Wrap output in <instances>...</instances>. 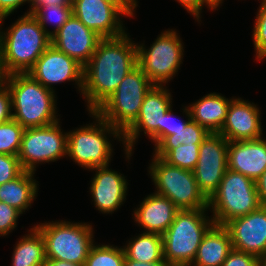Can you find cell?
<instances>
[{
    "label": "cell",
    "instance_id": "obj_1",
    "mask_svg": "<svg viewBox=\"0 0 266 266\" xmlns=\"http://www.w3.org/2000/svg\"><path fill=\"white\" fill-rule=\"evenodd\" d=\"M137 66V44L128 33L102 38L83 67L82 95L89 112H95L110 97L124 77Z\"/></svg>",
    "mask_w": 266,
    "mask_h": 266
},
{
    "label": "cell",
    "instance_id": "obj_2",
    "mask_svg": "<svg viewBox=\"0 0 266 266\" xmlns=\"http://www.w3.org/2000/svg\"><path fill=\"white\" fill-rule=\"evenodd\" d=\"M0 28V63L4 75L27 73L51 45V37L31 14L25 13L7 31Z\"/></svg>",
    "mask_w": 266,
    "mask_h": 266
},
{
    "label": "cell",
    "instance_id": "obj_3",
    "mask_svg": "<svg viewBox=\"0 0 266 266\" xmlns=\"http://www.w3.org/2000/svg\"><path fill=\"white\" fill-rule=\"evenodd\" d=\"M12 98V114L24 129L44 127L60 121L56 112V94L34 80L28 73L4 77Z\"/></svg>",
    "mask_w": 266,
    "mask_h": 266
},
{
    "label": "cell",
    "instance_id": "obj_4",
    "mask_svg": "<svg viewBox=\"0 0 266 266\" xmlns=\"http://www.w3.org/2000/svg\"><path fill=\"white\" fill-rule=\"evenodd\" d=\"M208 208L179 210L162 234L163 259L170 266H190L207 231L215 224Z\"/></svg>",
    "mask_w": 266,
    "mask_h": 266
},
{
    "label": "cell",
    "instance_id": "obj_5",
    "mask_svg": "<svg viewBox=\"0 0 266 266\" xmlns=\"http://www.w3.org/2000/svg\"><path fill=\"white\" fill-rule=\"evenodd\" d=\"M89 114L96 120L94 124L67 132V155L86 170L109 165L113 148L108 137L113 135L114 140L123 141L122 133L116 127L95 112Z\"/></svg>",
    "mask_w": 266,
    "mask_h": 266
},
{
    "label": "cell",
    "instance_id": "obj_6",
    "mask_svg": "<svg viewBox=\"0 0 266 266\" xmlns=\"http://www.w3.org/2000/svg\"><path fill=\"white\" fill-rule=\"evenodd\" d=\"M34 226L44 238L46 259L84 264L91 247L95 244L90 223L60 220Z\"/></svg>",
    "mask_w": 266,
    "mask_h": 266
},
{
    "label": "cell",
    "instance_id": "obj_7",
    "mask_svg": "<svg viewBox=\"0 0 266 266\" xmlns=\"http://www.w3.org/2000/svg\"><path fill=\"white\" fill-rule=\"evenodd\" d=\"M256 183L241 173L226 170L218 190L208 200L215 224L247 215L260 207Z\"/></svg>",
    "mask_w": 266,
    "mask_h": 266
},
{
    "label": "cell",
    "instance_id": "obj_8",
    "mask_svg": "<svg viewBox=\"0 0 266 266\" xmlns=\"http://www.w3.org/2000/svg\"><path fill=\"white\" fill-rule=\"evenodd\" d=\"M152 86L137 65L95 113L123 133L138 117L144 97Z\"/></svg>",
    "mask_w": 266,
    "mask_h": 266
},
{
    "label": "cell",
    "instance_id": "obj_9",
    "mask_svg": "<svg viewBox=\"0 0 266 266\" xmlns=\"http://www.w3.org/2000/svg\"><path fill=\"white\" fill-rule=\"evenodd\" d=\"M148 172L155 193L168 198L179 210L208 208V199L199 190L193 171L170 165L153 155Z\"/></svg>",
    "mask_w": 266,
    "mask_h": 266
},
{
    "label": "cell",
    "instance_id": "obj_10",
    "mask_svg": "<svg viewBox=\"0 0 266 266\" xmlns=\"http://www.w3.org/2000/svg\"><path fill=\"white\" fill-rule=\"evenodd\" d=\"M183 52L180 35L175 30H165L148 49L137 43V65L153 85L165 86L177 74Z\"/></svg>",
    "mask_w": 266,
    "mask_h": 266
},
{
    "label": "cell",
    "instance_id": "obj_11",
    "mask_svg": "<svg viewBox=\"0 0 266 266\" xmlns=\"http://www.w3.org/2000/svg\"><path fill=\"white\" fill-rule=\"evenodd\" d=\"M166 86L153 85L144 97L136 120L122 133L126 159L130 160L133 145L144 132L156 147L163 140L164 114L172 107V96Z\"/></svg>",
    "mask_w": 266,
    "mask_h": 266
},
{
    "label": "cell",
    "instance_id": "obj_12",
    "mask_svg": "<svg viewBox=\"0 0 266 266\" xmlns=\"http://www.w3.org/2000/svg\"><path fill=\"white\" fill-rule=\"evenodd\" d=\"M60 121L44 127L26 128L17 154L24 171H36L41 163L58 161L67 155V132Z\"/></svg>",
    "mask_w": 266,
    "mask_h": 266
},
{
    "label": "cell",
    "instance_id": "obj_13",
    "mask_svg": "<svg viewBox=\"0 0 266 266\" xmlns=\"http://www.w3.org/2000/svg\"><path fill=\"white\" fill-rule=\"evenodd\" d=\"M137 4L110 0H73L72 13L100 37L115 38L126 33L121 16L132 17Z\"/></svg>",
    "mask_w": 266,
    "mask_h": 266
},
{
    "label": "cell",
    "instance_id": "obj_14",
    "mask_svg": "<svg viewBox=\"0 0 266 266\" xmlns=\"http://www.w3.org/2000/svg\"><path fill=\"white\" fill-rule=\"evenodd\" d=\"M228 145V140L220 133L210 132L200 144L193 174L199 190L208 200L218 190L228 169Z\"/></svg>",
    "mask_w": 266,
    "mask_h": 266
},
{
    "label": "cell",
    "instance_id": "obj_15",
    "mask_svg": "<svg viewBox=\"0 0 266 266\" xmlns=\"http://www.w3.org/2000/svg\"><path fill=\"white\" fill-rule=\"evenodd\" d=\"M34 80L54 91L52 85L75 81L78 91L83 89V66L52 44L43 52L27 72Z\"/></svg>",
    "mask_w": 266,
    "mask_h": 266
},
{
    "label": "cell",
    "instance_id": "obj_16",
    "mask_svg": "<svg viewBox=\"0 0 266 266\" xmlns=\"http://www.w3.org/2000/svg\"><path fill=\"white\" fill-rule=\"evenodd\" d=\"M231 236L233 249L252 254L263 261L266 257V207L240 217L224 225Z\"/></svg>",
    "mask_w": 266,
    "mask_h": 266
},
{
    "label": "cell",
    "instance_id": "obj_17",
    "mask_svg": "<svg viewBox=\"0 0 266 266\" xmlns=\"http://www.w3.org/2000/svg\"><path fill=\"white\" fill-rule=\"evenodd\" d=\"M101 39L102 37L87 28L72 14L51 37V44L84 67L93 56Z\"/></svg>",
    "mask_w": 266,
    "mask_h": 266
},
{
    "label": "cell",
    "instance_id": "obj_18",
    "mask_svg": "<svg viewBox=\"0 0 266 266\" xmlns=\"http://www.w3.org/2000/svg\"><path fill=\"white\" fill-rule=\"evenodd\" d=\"M260 110L253 102L232 98L225 123L219 132L228 142L263 137Z\"/></svg>",
    "mask_w": 266,
    "mask_h": 266
},
{
    "label": "cell",
    "instance_id": "obj_19",
    "mask_svg": "<svg viewBox=\"0 0 266 266\" xmlns=\"http://www.w3.org/2000/svg\"><path fill=\"white\" fill-rule=\"evenodd\" d=\"M90 170H96L89 187L94 206L101 213L112 214L126 199L127 179L123 174L109 169V165Z\"/></svg>",
    "mask_w": 266,
    "mask_h": 266
},
{
    "label": "cell",
    "instance_id": "obj_20",
    "mask_svg": "<svg viewBox=\"0 0 266 266\" xmlns=\"http://www.w3.org/2000/svg\"><path fill=\"white\" fill-rule=\"evenodd\" d=\"M227 161L229 170L256 182L266 170V139L230 141Z\"/></svg>",
    "mask_w": 266,
    "mask_h": 266
},
{
    "label": "cell",
    "instance_id": "obj_21",
    "mask_svg": "<svg viewBox=\"0 0 266 266\" xmlns=\"http://www.w3.org/2000/svg\"><path fill=\"white\" fill-rule=\"evenodd\" d=\"M179 209L168 198L155 192L148 195L135 209L134 220L144 232L163 234L175 219Z\"/></svg>",
    "mask_w": 266,
    "mask_h": 266
},
{
    "label": "cell",
    "instance_id": "obj_22",
    "mask_svg": "<svg viewBox=\"0 0 266 266\" xmlns=\"http://www.w3.org/2000/svg\"><path fill=\"white\" fill-rule=\"evenodd\" d=\"M231 100L213 92L187 107L194 122L210 133H219L225 123Z\"/></svg>",
    "mask_w": 266,
    "mask_h": 266
},
{
    "label": "cell",
    "instance_id": "obj_23",
    "mask_svg": "<svg viewBox=\"0 0 266 266\" xmlns=\"http://www.w3.org/2000/svg\"><path fill=\"white\" fill-rule=\"evenodd\" d=\"M232 249L227 228L214 224L205 234L190 266H221Z\"/></svg>",
    "mask_w": 266,
    "mask_h": 266
},
{
    "label": "cell",
    "instance_id": "obj_24",
    "mask_svg": "<svg viewBox=\"0 0 266 266\" xmlns=\"http://www.w3.org/2000/svg\"><path fill=\"white\" fill-rule=\"evenodd\" d=\"M35 172L23 171L18 177L7 183L0 184V201L14 207L22 214L31 208L38 192V181L34 179ZM37 182V183H36Z\"/></svg>",
    "mask_w": 266,
    "mask_h": 266
},
{
    "label": "cell",
    "instance_id": "obj_25",
    "mask_svg": "<svg viewBox=\"0 0 266 266\" xmlns=\"http://www.w3.org/2000/svg\"><path fill=\"white\" fill-rule=\"evenodd\" d=\"M28 231L14 247L11 266H44L46 262L41 232L35 226Z\"/></svg>",
    "mask_w": 266,
    "mask_h": 266
},
{
    "label": "cell",
    "instance_id": "obj_26",
    "mask_svg": "<svg viewBox=\"0 0 266 266\" xmlns=\"http://www.w3.org/2000/svg\"><path fill=\"white\" fill-rule=\"evenodd\" d=\"M133 238L123 247L128 259L147 263L163 260V238L161 234L143 232Z\"/></svg>",
    "mask_w": 266,
    "mask_h": 266
},
{
    "label": "cell",
    "instance_id": "obj_27",
    "mask_svg": "<svg viewBox=\"0 0 266 266\" xmlns=\"http://www.w3.org/2000/svg\"><path fill=\"white\" fill-rule=\"evenodd\" d=\"M200 144H181L174 149H154V155L168 164L193 171L199 155Z\"/></svg>",
    "mask_w": 266,
    "mask_h": 266
},
{
    "label": "cell",
    "instance_id": "obj_28",
    "mask_svg": "<svg viewBox=\"0 0 266 266\" xmlns=\"http://www.w3.org/2000/svg\"><path fill=\"white\" fill-rule=\"evenodd\" d=\"M208 134L204 127L191 120L180 132L166 136L154 149H174L181 144H201Z\"/></svg>",
    "mask_w": 266,
    "mask_h": 266
},
{
    "label": "cell",
    "instance_id": "obj_29",
    "mask_svg": "<svg viewBox=\"0 0 266 266\" xmlns=\"http://www.w3.org/2000/svg\"><path fill=\"white\" fill-rule=\"evenodd\" d=\"M125 253L122 247L94 244L86 258L84 266H124Z\"/></svg>",
    "mask_w": 266,
    "mask_h": 266
},
{
    "label": "cell",
    "instance_id": "obj_30",
    "mask_svg": "<svg viewBox=\"0 0 266 266\" xmlns=\"http://www.w3.org/2000/svg\"><path fill=\"white\" fill-rule=\"evenodd\" d=\"M72 6H44L40 8L33 16L39 21L40 26L46 33L52 37L72 16ZM54 25V31L47 30V24Z\"/></svg>",
    "mask_w": 266,
    "mask_h": 266
},
{
    "label": "cell",
    "instance_id": "obj_31",
    "mask_svg": "<svg viewBox=\"0 0 266 266\" xmlns=\"http://www.w3.org/2000/svg\"><path fill=\"white\" fill-rule=\"evenodd\" d=\"M24 128L13 118L0 123V154L17 156Z\"/></svg>",
    "mask_w": 266,
    "mask_h": 266
},
{
    "label": "cell",
    "instance_id": "obj_32",
    "mask_svg": "<svg viewBox=\"0 0 266 266\" xmlns=\"http://www.w3.org/2000/svg\"><path fill=\"white\" fill-rule=\"evenodd\" d=\"M257 12L252 38L256 52L255 58L263 60L266 57V0L261 1Z\"/></svg>",
    "mask_w": 266,
    "mask_h": 266
},
{
    "label": "cell",
    "instance_id": "obj_33",
    "mask_svg": "<svg viewBox=\"0 0 266 266\" xmlns=\"http://www.w3.org/2000/svg\"><path fill=\"white\" fill-rule=\"evenodd\" d=\"M23 171L18 156L0 154V184L13 180Z\"/></svg>",
    "mask_w": 266,
    "mask_h": 266
},
{
    "label": "cell",
    "instance_id": "obj_34",
    "mask_svg": "<svg viewBox=\"0 0 266 266\" xmlns=\"http://www.w3.org/2000/svg\"><path fill=\"white\" fill-rule=\"evenodd\" d=\"M21 214L19 210L0 201V236H7L17 227V220Z\"/></svg>",
    "mask_w": 266,
    "mask_h": 266
},
{
    "label": "cell",
    "instance_id": "obj_35",
    "mask_svg": "<svg viewBox=\"0 0 266 266\" xmlns=\"http://www.w3.org/2000/svg\"><path fill=\"white\" fill-rule=\"evenodd\" d=\"M183 113L185 112L187 120L186 121H176L174 118L176 116L172 112V107L164 114V121H163V139L166 136H170L176 134V132H180L185 126L192 120L190 111L188 107H184ZM175 116V117H174Z\"/></svg>",
    "mask_w": 266,
    "mask_h": 266
},
{
    "label": "cell",
    "instance_id": "obj_36",
    "mask_svg": "<svg viewBox=\"0 0 266 266\" xmlns=\"http://www.w3.org/2000/svg\"><path fill=\"white\" fill-rule=\"evenodd\" d=\"M261 263L262 261L252 254L232 249L221 266H259Z\"/></svg>",
    "mask_w": 266,
    "mask_h": 266
},
{
    "label": "cell",
    "instance_id": "obj_37",
    "mask_svg": "<svg viewBox=\"0 0 266 266\" xmlns=\"http://www.w3.org/2000/svg\"><path fill=\"white\" fill-rule=\"evenodd\" d=\"M12 98L8 86L0 85V123L7 122L13 118Z\"/></svg>",
    "mask_w": 266,
    "mask_h": 266
},
{
    "label": "cell",
    "instance_id": "obj_38",
    "mask_svg": "<svg viewBox=\"0 0 266 266\" xmlns=\"http://www.w3.org/2000/svg\"><path fill=\"white\" fill-rule=\"evenodd\" d=\"M179 2L184 9L188 11L196 20L199 22L200 14L204 5L207 6L211 11L216 10V6L210 0H176Z\"/></svg>",
    "mask_w": 266,
    "mask_h": 266
},
{
    "label": "cell",
    "instance_id": "obj_39",
    "mask_svg": "<svg viewBox=\"0 0 266 266\" xmlns=\"http://www.w3.org/2000/svg\"><path fill=\"white\" fill-rule=\"evenodd\" d=\"M25 2L31 4V0H0V27L5 18L14 13V11L18 9L19 6L25 4Z\"/></svg>",
    "mask_w": 266,
    "mask_h": 266
},
{
    "label": "cell",
    "instance_id": "obj_40",
    "mask_svg": "<svg viewBox=\"0 0 266 266\" xmlns=\"http://www.w3.org/2000/svg\"><path fill=\"white\" fill-rule=\"evenodd\" d=\"M73 0H31L30 9L27 14L34 15L40 8L44 6H52L53 4L58 6H72Z\"/></svg>",
    "mask_w": 266,
    "mask_h": 266
},
{
    "label": "cell",
    "instance_id": "obj_41",
    "mask_svg": "<svg viewBox=\"0 0 266 266\" xmlns=\"http://www.w3.org/2000/svg\"><path fill=\"white\" fill-rule=\"evenodd\" d=\"M255 183L260 205L266 207V170Z\"/></svg>",
    "mask_w": 266,
    "mask_h": 266
},
{
    "label": "cell",
    "instance_id": "obj_42",
    "mask_svg": "<svg viewBox=\"0 0 266 266\" xmlns=\"http://www.w3.org/2000/svg\"><path fill=\"white\" fill-rule=\"evenodd\" d=\"M124 266H170L164 259L159 262L147 263L128 259L125 256Z\"/></svg>",
    "mask_w": 266,
    "mask_h": 266
},
{
    "label": "cell",
    "instance_id": "obj_43",
    "mask_svg": "<svg viewBox=\"0 0 266 266\" xmlns=\"http://www.w3.org/2000/svg\"><path fill=\"white\" fill-rule=\"evenodd\" d=\"M44 266H84V264H75L63 260L46 259Z\"/></svg>",
    "mask_w": 266,
    "mask_h": 266
},
{
    "label": "cell",
    "instance_id": "obj_44",
    "mask_svg": "<svg viewBox=\"0 0 266 266\" xmlns=\"http://www.w3.org/2000/svg\"><path fill=\"white\" fill-rule=\"evenodd\" d=\"M4 73L2 71V68H1V63H0V85L4 83Z\"/></svg>",
    "mask_w": 266,
    "mask_h": 266
},
{
    "label": "cell",
    "instance_id": "obj_45",
    "mask_svg": "<svg viewBox=\"0 0 266 266\" xmlns=\"http://www.w3.org/2000/svg\"><path fill=\"white\" fill-rule=\"evenodd\" d=\"M216 7H219L223 0H210Z\"/></svg>",
    "mask_w": 266,
    "mask_h": 266
},
{
    "label": "cell",
    "instance_id": "obj_46",
    "mask_svg": "<svg viewBox=\"0 0 266 266\" xmlns=\"http://www.w3.org/2000/svg\"><path fill=\"white\" fill-rule=\"evenodd\" d=\"M112 2H137V0H110Z\"/></svg>",
    "mask_w": 266,
    "mask_h": 266
},
{
    "label": "cell",
    "instance_id": "obj_47",
    "mask_svg": "<svg viewBox=\"0 0 266 266\" xmlns=\"http://www.w3.org/2000/svg\"><path fill=\"white\" fill-rule=\"evenodd\" d=\"M262 263L266 266V257H265V259L262 261Z\"/></svg>",
    "mask_w": 266,
    "mask_h": 266
}]
</instances>
